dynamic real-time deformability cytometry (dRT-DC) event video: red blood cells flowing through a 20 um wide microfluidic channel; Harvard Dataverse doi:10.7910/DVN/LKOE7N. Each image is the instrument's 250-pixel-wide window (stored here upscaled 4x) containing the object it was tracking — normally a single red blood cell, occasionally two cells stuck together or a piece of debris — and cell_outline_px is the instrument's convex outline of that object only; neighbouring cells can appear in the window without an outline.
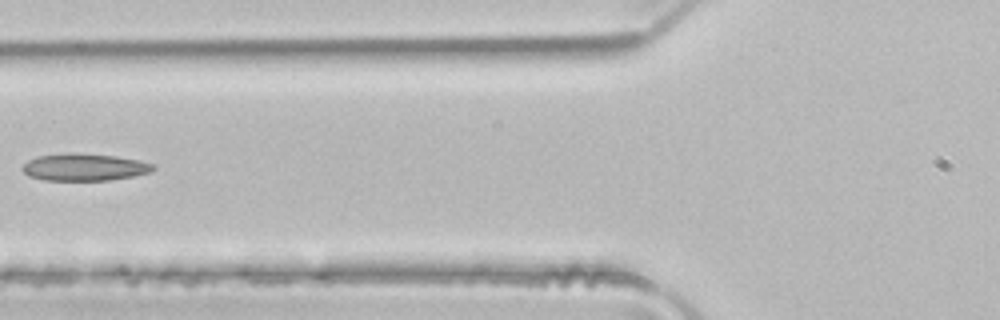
{"species": "common noctule bat (a hibernating species)", "species_latin": "Nyctalus noctula", "temperature_condition": "room temperature", "stored_images_in_passage": 4, "camera_frame_rate_fps": 3000, "um_per_image_px": 0.085, "animal": {"sex": "male", "body_mass_g": 21.5, "forearm_length_mm": 52.0}, "frame": {"image": 1, "passage_image": 4, "time_ms": 1.0, "image_size_px": [1000, 320], "cell_outline_px": [[156, 168], [148, 172], [132, 176], [108, 180], [44, 180], [28, 176], [20, 168], [28, 160], [36, 156], [116, 156], [136, 160], [152, 164]], "centroid_in_image_um": [7.14, 14.26], "position_along_channel_um": 118.7, "area_um2": 19.42}}